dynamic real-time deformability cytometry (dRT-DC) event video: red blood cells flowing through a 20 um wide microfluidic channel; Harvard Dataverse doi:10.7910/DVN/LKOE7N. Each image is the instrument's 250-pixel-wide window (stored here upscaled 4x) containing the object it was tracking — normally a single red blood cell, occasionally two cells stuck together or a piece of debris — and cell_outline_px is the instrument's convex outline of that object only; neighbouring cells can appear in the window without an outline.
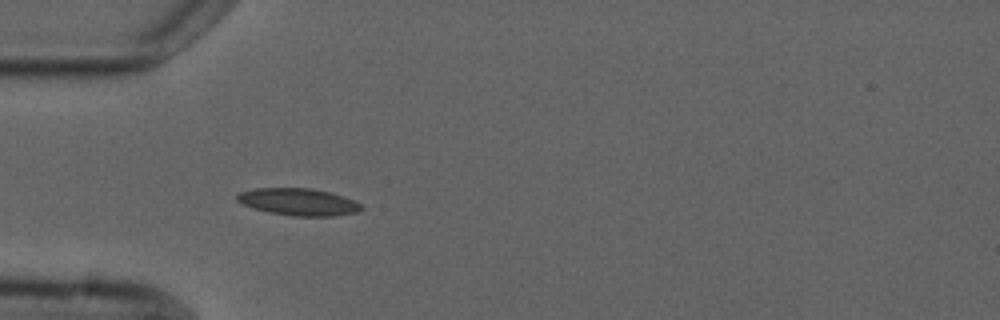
{"species": "common noctule bat (a hibernating species)", "species_latin": "Nyctalus noctula", "temperature_condition": "cold", "stored_images_in_passage": 7, "camera_frame_rate_fps": 3000, "um_per_image_px": 0.085, "animal": {"sex": "male", "forearm_length_mm": 52.5}, "frame": {"image": 1, "passage_image": 6, "time_ms": 6.0, "image_size_px": [1000, 320], "cell_outline_px": [[364, 208], [356, 212], [336, 216], [292, 216], [268, 212], [244, 204], [236, 200], [236, 196], [240, 192], [256, 188], [312, 188], [332, 192], [364, 204]], "centroid_in_image_um": [25.43, 17.16], "position_along_channel_um": 59.6, "area_um2": 19.71}}
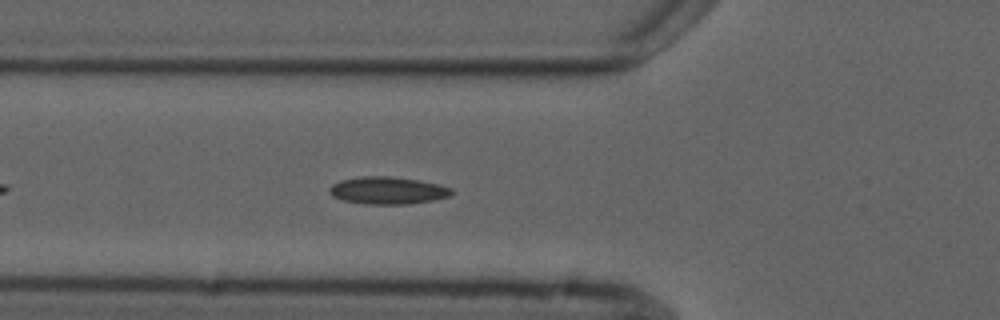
{"frame": {"image": 2, "passage_image": 7, "time_ms": 7.0, "image_size_px": [1000, 320], "cell_outline_px": [[456, 192], [448, 196], [432, 200], [408, 204], [364, 204], [344, 200], [332, 196], [328, 192], [328, 188], [332, 184], [340, 180], [364, 176], [392, 176], [420, 180], [440, 184], [452, 188]], "centroid_in_image_um": [32.96, 16.18], "position_along_channel_um": 92.8, "area_um2": 19.65}}